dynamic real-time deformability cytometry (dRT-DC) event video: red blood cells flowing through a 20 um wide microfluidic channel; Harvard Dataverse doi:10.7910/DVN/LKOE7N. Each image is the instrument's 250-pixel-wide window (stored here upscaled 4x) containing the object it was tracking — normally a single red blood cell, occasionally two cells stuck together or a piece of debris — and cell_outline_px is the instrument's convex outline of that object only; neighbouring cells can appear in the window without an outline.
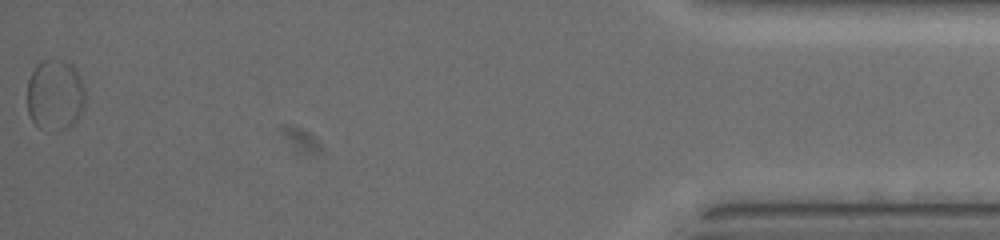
{"species": "common noctule bat (a hibernating species)", "species_latin": "Nyctalus noctula", "temperature_condition": "warm", "stored_images_in_passage": 62, "segment_of_instrument_passage": [2, 2], "camera_frame_rate_fps": 3000, "um_per_image_px": 0.085, "animal": {"sex": "female", "body_mass_g": 19.5, "forearm_length_mm": 54.1}, "frame": {"image": 1, "passage_image": 62, "time_ms": 20.333, "image_size_px": [1000, 240], "cell_outline_px": [[84, 108], [80, 116], [68, 128], [56, 132], [56, 128], [60, 60], [72, 64], [76, 68], [84, 84]], "centroid_in_image_um": [5.88, 8.18], "position_along_channel_um": 429.3, "area_um2": 10.69}}